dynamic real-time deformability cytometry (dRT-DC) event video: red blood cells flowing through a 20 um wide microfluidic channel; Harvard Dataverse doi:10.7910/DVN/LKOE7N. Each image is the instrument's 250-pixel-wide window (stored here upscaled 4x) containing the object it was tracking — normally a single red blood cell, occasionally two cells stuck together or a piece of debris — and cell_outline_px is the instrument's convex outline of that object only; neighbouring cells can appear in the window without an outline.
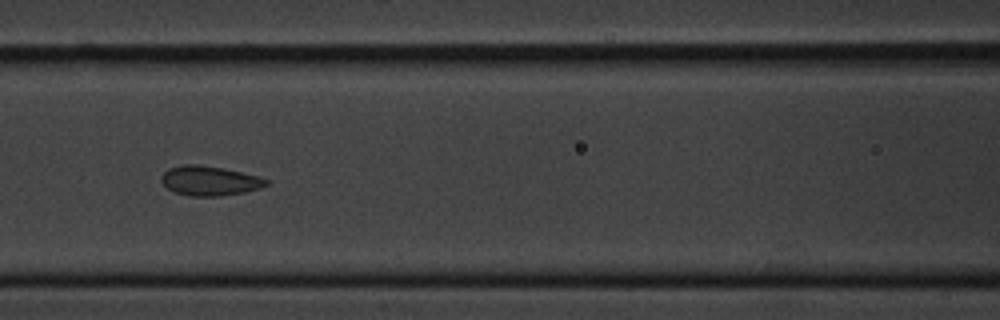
{"species": "common noctule bat (a hibernating species)", "species_latin": "Nyctalus noctula", "temperature_condition": "cold", "stored_images_in_passage": 7, "segment_of_instrument_passage": [1, 2], "camera_frame_rate_fps": 3000, "um_per_image_px": 0.085, "animal": {"sex": "male", "body_mass_g": 20.1, "forearm_length_mm": 53.5}, "frame": {"image": 1, "passage_image": 4, "time_ms": 3.667, "image_size_px": [1000, 320], "cell_outline_px": [[268, 184], [260, 188], [244, 192], [220, 196], [188, 196], [176, 192], [168, 188], [160, 180], [160, 176], [168, 168], [180, 164], [196, 164], [224, 168], [260, 176], [268, 180]], "centroid_in_image_um": [17.8, 15.35], "position_along_channel_um": 148.8, "area_um2": 18.21}}
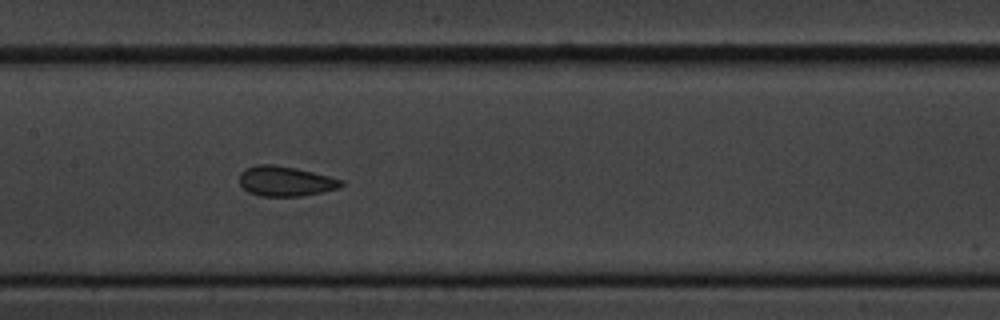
{"frame": {"image": 2, "passage_image": 5, "time_ms": 4.667, "image_size_px": [1000, 320], "cell_outline_px": [[344, 184], [336, 188], [320, 192], [300, 196], [260, 196], [248, 192], [240, 184], [240, 172], [244, 168], [256, 164], [272, 164], [296, 168], [344, 180]], "centroid_in_image_um": [24.21, 15.39], "position_along_channel_um": 183.2, "area_um2": 17.69}}
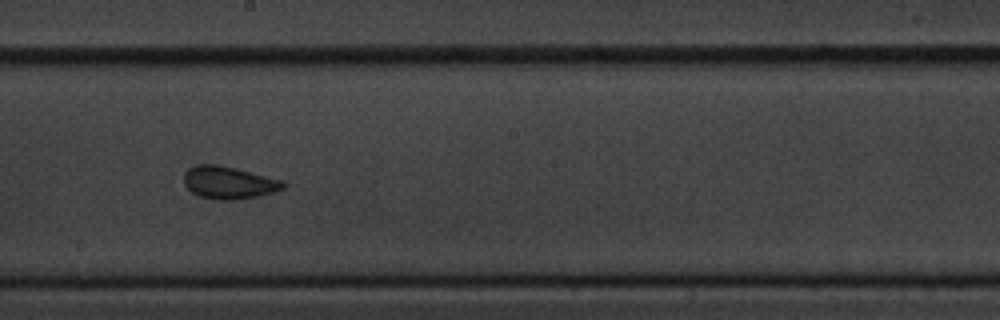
{"frame": {"image": 3, "passage_image": 6, "time_ms": 6.0, "image_size_px": [1000, 320], "cell_outline_px": [[288, 184], [284, 188], [260, 196], [236, 200], [216, 200], [200, 196], [192, 192], [184, 184], [184, 172], [188, 168], [200, 164], [216, 164], [236, 168], [284, 180]], "centroid_in_image_um": [19.47, 15.52], "position_along_channel_um": 228.7, "area_um2": 19.02}}